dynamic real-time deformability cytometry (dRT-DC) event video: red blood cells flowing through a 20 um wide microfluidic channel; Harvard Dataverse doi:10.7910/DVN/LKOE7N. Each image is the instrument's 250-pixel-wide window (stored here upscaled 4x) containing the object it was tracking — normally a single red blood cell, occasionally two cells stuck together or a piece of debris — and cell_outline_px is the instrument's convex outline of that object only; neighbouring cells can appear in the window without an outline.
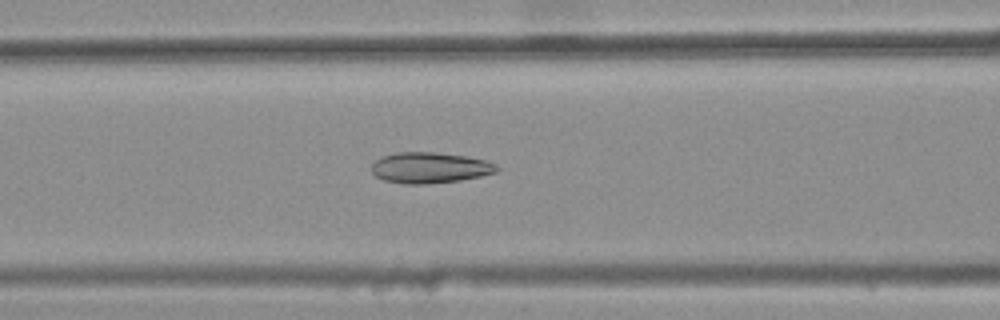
{"species": "common noctule bat (a hibernating species)", "species_latin": "Nyctalus noctula", "temperature_condition": "warm", "stored_images_in_passage": 41, "camera_frame_rate_fps": 3000, "um_per_image_px": 0.085, "animal": {"sex": "female", "body_mass_g": 25.1}, "frame": {"image": 1, "passage_image": 17, "time_ms": 5.333, "image_size_px": [1000, 320], "cell_outline_px": [[500, 168], [496, 172], [480, 176], [460, 180], [428, 184], [404, 184], [384, 180], [376, 176], [372, 172], [372, 164], [376, 160], [384, 156], [396, 152], [436, 152], [464, 156], [488, 160], [496, 164]], "centroid_in_image_um": [36.55, 14.26], "position_along_channel_um": 130.0, "area_um2": 22.54}}
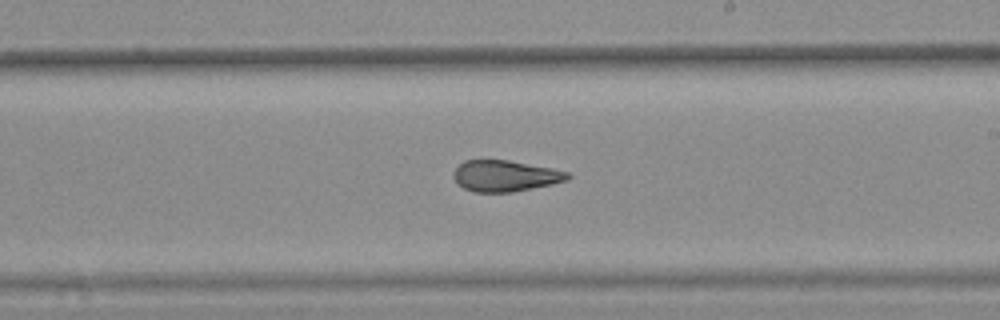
{"frame": {"image": 2, "passage_image": 26, "time_ms": 8.333, "image_size_px": [1000, 320], "cell_outline_px": [[572, 176], [568, 180], [552, 184], [512, 192], [472, 192], [464, 188], [452, 176], [452, 172], [464, 160], [508, 160], [552, 168], [568, 172]], "centroid_in_image_um": [42.94, 14.95], "position_along_channel_um": 246.1, "area_um2": 20.69}}
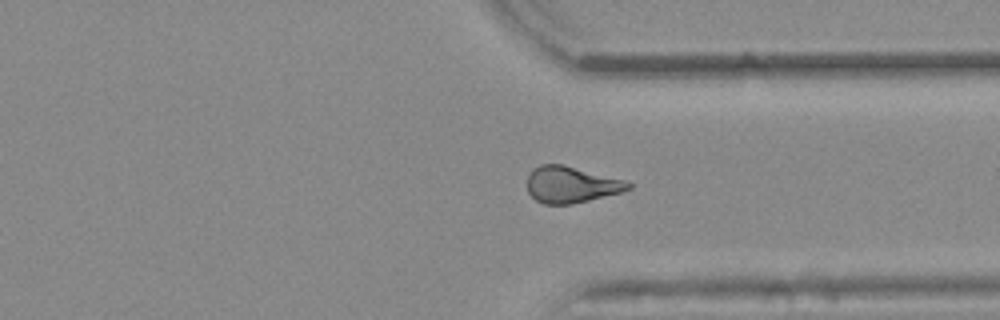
{"frame": {"image": 3, "passage_image": 35, "time_ms": 11.333, "image_size_px": [1000, 320], "cell_outline_px": [[632, 188], [620, 192], [572, 204], [544, 204], [536, 200], [528, 192], [528, 172], [532, 168], [540, 164], [564, 164], [620, 180], [632, 184]], "centroid_in_image_um": [48.47, 15.69], "position_along_channel_um": 362.9, "area_um2": 21.1}, "authors_computed_cell_mechanics": {"area_um2": 21.5016, "velocity_mm_per_s": 3.8804, "shape_relaxation_time_tau1_ms": null, "shape_relaxation_time_tau2_ms": 2.1911, "deformation_change_tau1": null, "deformation_change_tau2": 0.1045}}